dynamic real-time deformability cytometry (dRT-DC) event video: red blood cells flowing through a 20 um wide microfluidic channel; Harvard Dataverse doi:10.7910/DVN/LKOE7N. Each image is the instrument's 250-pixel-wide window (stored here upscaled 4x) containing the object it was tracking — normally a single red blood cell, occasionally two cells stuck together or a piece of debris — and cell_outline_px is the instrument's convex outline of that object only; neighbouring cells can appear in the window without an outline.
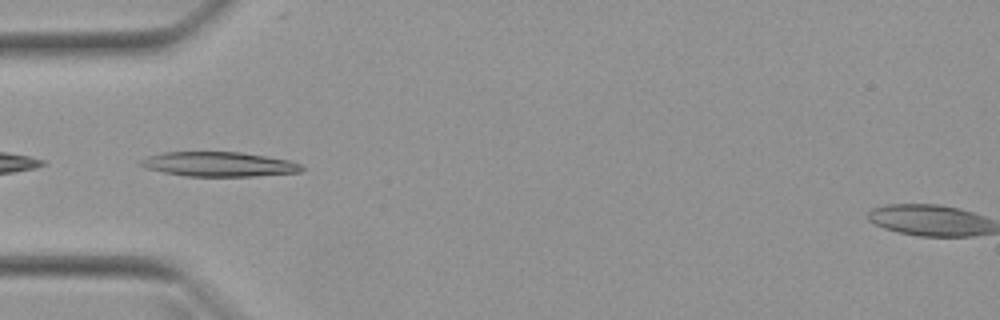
{"species": "Egyptian fruit bat (a non-hibernating species)", "species_latin": "Rousettus aegyptiacus", "temperature_condition": "warm", "stored_images_in_passage": 17, "camera_frame_rate_fps": 3000, "um_per_image_px": 0.085, "animal": {"sex": "female"}, "frame": {"image": 1, "passage_image": 15, "time_ms": 4.667, "image_size_px": [1000, 320], "cell_outline_px": [[304, 168], [300, 172], [256, 176], [184, 176], [164, 172], [148, 168], [140, 164], [140, 160], [148, 156], [164, 152], [240, 152], [292, 160], [300, 164]], "centroid_in_image_um": [18.65, 13.95], "position_along_channel_um": 66.3, "area_um2": 23.0}}